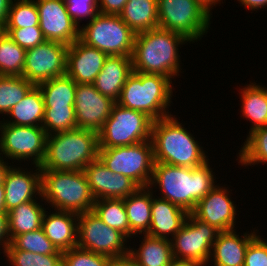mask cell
I'll use <instances>...</instances> for the list:
<instances>
[{"mask_svg": "<svg viewBox=\"0 0 267 266\" xmlns=\"http://www.w3.org/2000/svg\"><path fill=\"white\" fill-rule=\"evenodd\" d=\"M209 162L197 168L155 163L148 188L157 197L191 213L197 203L218 184L213 165L210 166ZM157 191L160 193L156 194Z\"/></svg>", "mask_w": 267, "mask_h": 266, "instance_id": "cell-1", "label": "cell"}, {"mask_svg": "<svg viewBox=\"0 0 267 266\" xmlns=\"http://www.w3.org/2000/svg\"><path fill=\"white\" fill-rule=\"evenodd\" d=\"M188 43L191 44L181 34L160 27L136 34L131 56L133 71L159 74L175 81L184 72L179 54L181 45Z\"/></svg>", "mask_w": 267, "mask_h": 266, "instance_id": "cell-2", "label": "cell"}, {"mask_svg": "<svg viewBox=\"0 0 267 266\" xmlns=\"http://www.w3.org/2000/svg\"><path fill=\"white\" fill-rule=\"evenodd\" d=\"M179 120L176 115H170L153 121L151 142L155 163L200 167L209 161V153L204 150L202 142L185 128L186 123Z\"/></svg>", "mask_w": 267, "mask_h": 266, "instance_id": "cell-3", "label": "cell"}, {"mask_svg": "<svg viewBox=\"0 0 267 266\" xmlns=\"http://www.w3.org/2000/svg\"><path fill=\"white\" fill-rule=\"evenodd\" d=\"M159 74L134 72L126 80L119 99V105L145 113L153 121L173 115L172 106L174 82Z\"/></svg>", "mask_w": 267, "mask_h": 266, "instance_id": "cell-4", "label": "cell"}, {"mask_svg": "<svg viewBox=\"0 0 267 266\" xmlns=\"http://www.w3.org/2000/svg\"><path fill=\"white\" fill-rule=\"evenodd\" d=\"M98 133L76 128L47 135L41 170L81 171L98 159Z\"/></svg>", "mask_w": 267, "mask_h": 266, "instance_id": "cell-5", "label": "cell"}, {"mask_svg": "<svg viewBox=\"0 0 267 266\" xmlns=\"http://www.w3.org/2000/svg\"><path fill=\"white\" fill-rule=\"evenodd\" d=\"M41 188L48 208L76 214L93 210L95 198L83 170H41Z\"/></svg>", "mask_w": 267, "mask_h": 266, "instance_id": "cell-6", "label": "cell"}, {"mask_svg": "<svg viewBox=\"0 0 267 266\" xmlns=\"http://www.w3.org/2000/svg\"><path fill=\"white\" fill-rule=\"evenodd\" d=\"M136 34L120 15L98 13L79 29V39L108 56H132Z\"/></svg>", "mask_w": 267, "mask_h": 266, "instance_id": "cell-7", "label": "cell"}, {"mask_svg": "<svg viewBox=\"0 0 267 266\" xmlns=\"http://www.w3.org/2000/svg\"><path fill=\"white\" fill-rule=\"evenodd\" d=\"M158 26L181 34L192 44L211 29L212 15L196 0H157Z\"/></svg>", "mask_w": 267, "mask_h": 266, "instance_id": "cell-8", "label": "cell"}, {"mask_svg": "<svg viewBox=\"0 0 267 266\" xmlns=\"http://www.w3.org/2000/svg\"><path fill=\"white\" fill-rule=\"evenodd\" d=\"M153 120L141 111L114 103L110 117L98 132L99 148L133 145L151 140Z\"/></svg>", "mask_w": 267, "mask_h": 266, "instance_id": "cell-9", "label": "cell"}, {"mask_svg": "<svg viewBox=\"0 0 267 266\" xmlns=\"http://www.w3.org/2000/svg\"><path fill=\"white\" fill-rule=\"evenodd\" d=\"M98 159L113 173L128 176L139 187H148L155 164L151 140L113 148H99Z\"/></svg>", "mask_w": 267, "mask_h": 266, "instance_id": "cell-10", "label": "cell"}, {"mask_svg": "<svg viewBox=\"0 0 267 266\" xmlns=\"http://www.w3.org/2000/svg\"><path fill=\"white\" fill-rule=\"evenodd\" d=\"M46 139V131L41 126L0 124V156L12 164L41 166L46 155Z\"/></svg>", "mask_w": 267, "mask_h": 266, "instance_id": "cell-11", "label": "cell"}, {"mask_svg": "<svg viewBox=\"0 0 267 266\" xmlns=\"http://www.w3.org/2000/svg\"><path fill=\"white\" fill-rule=\"evenodd\" d=\"M129 242L123 233L106 225L93 211L79 214L77 247L116 259L129 256Z\"/></svg>", "mask_w": 267, "mask_h": 266, "instance_id": "cell-12", "label": "cell"}, {"mask_svg": "<svg viewBox=\"0 0 267 266\" xmlns=\"http://www.w3.org/2000/svg\"><path fill=\"white\" fill-rule=\"evenodd\" d=\"M219 232L214 226L189 213L180 230L171 239L174 260L196 261L206 266Z\"/></svg>", "mask_w": 267, "mask_h": 266, "instance_id": "cell-13", "label": "cell"}, {"mask_svg": "<svg viewBox=\"0 0 267 266\" xmlns=\"http://www.w3.org/2000/svg\"><path fill=\"white\" fill-rule=\"evenodd\" d=\"M68 45L45 40L26 50L22 76L34 85L66 74Z\"/></svg>", "mask_w": 267, "mask_h": 266, "instance_id": "cell-14", "label": "cell"}, {"mask_svg": "<svg viewBox=\"0 0 267 266\" xmlns=\"http://www.w3.org/2000/svg\"><path fill=\"white\" fill-rule=\"evenodd\" d=\"M227 186V187H226ZM231 191V192H230ZM232 190L220 182L196 205L191 212L197 219L214 226L220 232L235 230L238 227V206L231 198ZM237 207V208H236Z\"/></svg>", "mask_w": 267, "mask_h": 266, "instance_id": "cell-15", "label": "cell"}, {"mask_svg": "<svg viewBox=\"0 0 267 266\" xmlns=\"http://www.w3.org/2000/svg\"><path fill=\"white\" fill-rule=\"evenodd\" d=\"M115 101L102 95L93 84H77L75 91L76 126L99 132L110 117Z\"/></svg>", "mask_w": 267, "mask_h": 266, "instance_id": "cell-16", "label": "cell"}, {"mask_svg": "<svg viewBox=\"0 0 267 266\" xmlns=\"http://www.w3.org/2000/svg\"><path fill=\"white\" fill-rule=\"evenodd\" d=\"M39 27L46 40L71 45L79 39V28L69 16L64 0H34Z\"/></svg>", "mask_w": 267, "mask_h": 266, "instance_id": "cell-17", "label": "cell"}, {"mask_svg": "<svg viewBox=\"0 0 267 266\" xmlns=\"http://www.w3.org/2000/svg\"><path fill=\"white\" fill-rule=\"evenodd\" d=\"M12 164L4 177L6 213L21 203L35 200L42 195L41 167ZM31 168H28V167Z\"/></svg>", "mask_w": 267, "mask_h": 266, "instance_id": "cell-18", "label": "cell"}, {"mask_svg": "<svg viewBox=\"0 0 267 266\" xmlns=\"http://www.w3.org/2000/svg\"><path fill=\"white\" fill-rule=\"evenodd\" d=\"M83 172L95 200L124 199L139 188L128 176L113 173L99 159L90 162Z\"/></svg>", "mask_w": 267, "mask_h": 266, "instance_id": "cell-19", "label": "cell"}, {"mask_svg": "<svg viewBox=\"0 0 267 266\" xmlns=\"http://www.w3.org/2000/svg\"><path fill=\"white\" fill-rule=\"evenodd\" d=\"M108 55L77 39L67 50L66 74L76 84H93Z\"/></svg>", "mask_w": 267, "mask_h": 266, "instance_id": "cell-20", "label": "cell"}, {"mask_svg": "<svg viewBox=\"0 0 267 266\" xmlns=\"http://www.w3.org/2000/svg\"><path fill=\"white\" fill-rule=\"evenodd\" d=\"M258 232L256 228L253 230V226L250 232L241 234L237 229L219 232L206 266H243L249 242Z\"/></svg>", "mask_w": 267, "mask_h": 266, "instance_id": "cell-21", "label": "cell"}, {"mask_svg": "<svg viewBox=\"0 0 267 266\" xmlns=\"http://www.w3.org/2000/svg\"><path fill=\"white\" fill-rule=\"evenodd\" d=\"M41 228L59 251L77 247V221L79 214L47 208ZM52 210V211H51Z\"/></svg>", "mask_w": 267, "mask_h": 266, "instance_id": "cell-22", "label": "cell"}, {"mask_svg": "<svg viewBox=\"0 0 267 266\" xmlns=\"http://www.w3.org/2000/svg\"><path fill=\"white\" fill-rule=\"evenodd\" d=\"M151 225L147 235L171 240L187 219L188 212L180 206L154 195Z\"/></svg>", "mask_w": 267, "mask_h": 266, "instance_id": "cell-23", "label": "cell"}, {"mask_svg": "<svg viewBox=\"0 0 267 266\" xmlns=\"http://www.w3.org/2000/svg\"><path fill=\"white\" fill-rule=\"evenodd\" d=\"M132 73L131 56H108L93 85L102 95L116 102L126 80Z\"/></svg>", "mask_w": 267, "mask_h": 266, "instance_id": "cell-24", "label": "cell"}, {"mask_svg": "<svg viewBox=\"0 0 267 266\" xmlns=\"http://www.w3.org/2000/svg\"><path fill=\"white\" fill-rule=\"evenodd\" d=\"M238 92L241 102L240 117L251 123L249 133L267 126V86L251 81L245 85L242 83Z\"/></svg>", "mask_w": 267, "mask_h": 266, "instance_id": "cell-25", "label": "cell"}, {"mask_svg": "<svg viewBox=\"0 0 267 266\" xmlns=\"http://www.w3.org/2000/svg\"><path fill=\"white\" fill-rule=\"evenodd\" d=\"M139 242L138 248L135 244L129 248V257L137 266H170L174 261L171 240L141 234Z\"/></svg>", "mask_w": 267, "mask_h": 266, "instance_id": "cell-26", "label": "cell"}, {"mask_svg": "<svg viewBox=\"0 0 267 266\" xmlns=\"http://www.w3.org/2000/svg\"><path fill=\"white\" fill-rule=\"evenodd\" d=\"M43 202L44 199L41 195L35 200L21 203L7 213L8 231L11 241L20 234L41 228L44 212L48 208L45 205L46 203Z\"/></svg>", "mask_w": 267, "mask_h": 266, "instance_id": "cell-27", "label": "cell"}, {"mask_svg": "<svg viewBox=\"0 0 267 266\" xmlns=\"http://www.w3.org/2000/svg\"><path fill=\"white\" fill-rule=\"evenodd\" d=\"M44 112L41 90L38 85H34L26 96L12 107L6 116L8 118L0 120V124L42 127Z\"/></svg>", "mask_w": 267, "mask_h": 266, "instance_id": "cell-28", "label": "cell"}, {"mask_svg": "<svg viewBox=\"0 0 267 266\" xmlns=\"http://www.w3.org/2000/svg\"><path fill=\"white\" fill-rule=\"evenodd\" d=\"M152 200L153 192L148 187H139L133 194L124 198L130 231L135 237L147 234L149 231Z\"/></svg>", "mask_w": 267, "mask_h": 266, "instance_id": "cell-29", "label": "cell"}, {"mask_svg": "<svg viewBox=\"0 0 267 266\" xmlns=\"http://www.w3.org/2000/svg\"><path fill=\"white\" fill-rule=\"evenodd\" d=\"M119 15L135 34L159 27L157 0H128Z\"/></svg>", "mask_w": 267, "mask_h": 266, "instance_id": "cell-30", "label": "cell"}, {"mask_svg": "<svg viewBox=\"0 0 267 266\" xmlns=\"http://www.w3.org/2000/svg\"><path fill=\"white\" fill-rule=\"evenodd\" d=\"M45 108L74 107L77 84L67 75L38 84Z\"/></svg>", "mask_w": 267, "mask_h": 266, "instance_id": "cell-31", "label": "cell"}, {"mask_svg": "<svg viewBox=\"0 0 267 266\" xmlns=\"http://www.w3.org/2000/svg\"><path fill=\"white\" fill-rule=\"evenodd\" d=\"M246 136L236 153L238 165L247 168L267 164V126L257 128Z\"/></svg>", "mask_w": 267, "mask_h": 266, "instance_id": "cell-32", "label": "cell"}, {"mask_svg": "<svg viewBox=\"0 0 267 266\" xmlns=\"http://www.w3.org/2000/svg\"><path fill=\"white\" fill-rule=\"evenodd\" d=\"M106 225L123 233L131 242L135 238L130 231L124 199L95 200L92 210Z\"/></svg>", "mask_w": 267, "mask_h": 266, "instance_id": "cell-33", "label": "cell"}, {"mask_svg": "<svg viewBox=\"0 0 267 266\" xmlns=\"http://www.w3.org/2000/svg\"><path fill=\"white\" fill-rule=\"evenodd\" d=\"M33 86L34 84L23 76L0 75V116H3L2 119L6 118L12 107L22 100Z\"/></svg>", "mask_w": 267, "mask_h": 266, "instance_id": "cell-34", "label": "cell"}, {"mask_svg": "<svg viewBox=\"0 0 267 266\" xmlns=\"http://www.w3.org/2000/svg\"><path fill=\"white\" fill-rule=\"evenodd\" d=\"M26 50L0 29V75L22 76Z\"/></svg>", "mask_w": 267, "mask_h": 266, "instance_id": "cell-35", "label": "cell"}, {"mask_svg": "<svg viewBox=\"0 0 267 266\" xmlns=\"http://www.w3.org/2000/svg\"><path fill=\"white\" fill-rule=\"evenodd\" d=\"M9 266H62L63 254H39L16 249L11 243L3 252Z\"/></svg>", "mask_w": 267, "mask_h": 266, "instance_id": "cell-36", "label": "cell"}, {"mask_svg": "<svg viewBox=\"0 0 267 266\" xmlns=\"http://www.w3.org/2000/svg\"><path fill=\"white\" fill-rule=\"evenodd\" d=\"M39 26V12L34 0H12L2 28Z\"/></svg>", "mask_w": 267, "mask_h": 266, "instance_id": "cell-37", "label": "cell"}, {"mask_svg": "<svg viewBox=\"0 0 267 266\" xmlns=\"http://www.w3.org/2000/svg\"><path fill=\"white\" fill-rule=\"evenodd\" d=\"M11 244L18 250L39 254H63L46 237L42 228L16 236Z\"/></svg>", "mask_w": 267, "mask_h": 266, "instance_id": "cell-38", "label": "cell"}, {"mask_svg": "<svg viewBox=\"0 0 267 266\" xmlns=\"http://www.w3.org/2000/svg\"><path fill=\"white\" fill-rule=\"evenodd\" d=\"M42 127L47 135L76 129L74 107L45 108Z\"/></svg>", "mask_w": 267, "mask_h": 266, "instance_id": "cell-39", "label": "cell"}, {"mask_svg": "<svg viewBox=\"0 0 267 266\" xmlns=\"http://www.w3.org/2000/svg\"><path fill=\"white\" fill-rule=\"evenodd\" d=\"M111 258L74 247L63 252L62 266H109Z\"/></svg>", "mask_w": 267, "mask_h": 266, "instance_id": "cell-40", "label": "cell"}, {"mask_svg": "<svg viewBox=\"0 0 267 266\" xmlns=\"http://www.w3.org/2000/svg\"><path fill=\"white\" fill-rule=\"evenodd\" d=\"M64 3L69 16L79 29L82 21L89 22L99 13L98 0H64Z\"/></svg>", "mask_w": 267, "mask_h": 266, "instance_id": "cell-41", "label": "cell"}, {"mask_svg": "<svg viewBox=\"0 0 267 266\" xmlns=\"http://www.w3.org/2000/svg\"><path fill=\"white\" fill-rule=\"evenodd\" d=\"M1 30L25 50L34 48L46 40L39 26L25 28H1Z\"/></svg>", "mask_w": 267, "mask_h": 266, "instance_id": "cell-42", "label": "cell"}, {"mask_svg": "<svg viewBox=\"0 0 267 266\" xmlns=\"http://www.w3.org/2000/svg\"><path fill=\"white\" fill-rule=\"evenodd\" d=\"M258 233L247 247L243 266H267V239Z\"/></svg>", "mask_w": 267, "mask_h": 266, "instance_id": "cell-43", "label": "cell"}, {"mask_svg": "<svg viewBox=\"0 0 267 266\" xmlns=\"http://www.w3.org/2000/svg\"><path fill=\"white\" fill-rule=\"evenodd\" d=\"M128 0H98L99 13L119 15Z\"/></svg>", "mask_w": 267, "mask_h": 266, "instance_id": "cell-44", "label": "cell"}, {"mask_svg": "<svg viewBox=\"0 0 267 266\" xmlns=\"http://www.w3.org/2000/svg\"><path fill=\"white\" fill-rule=\"evenodd\" d=\"M11 243L8 231V214L0 213V253ZM2 251V252H1Z\"/></svg>", "mask_w": 267, "mask_h": 266, "instance_id": "cell-45", "label": "cell"}, {"mask_svg": "<svg viewBox=\"0 0 267 266\" xmlns=\"http://www.w3.org/2000/svg\"><path fill=\"white\" fill-rule=\"evenodd\" d=\"M240 6H243V9H247L249 11L258 12L263 8L267 9V0H237Z\"/></svg>", "mask_w": 267, "mask_h": 266, "instance_id": "cell-46", "label": "cell"}, {"mask_svg": "<svg viewBox=\"0 0 267 266\" xmlns=\"http://www.w3.org/2000/svg\"><path fill=\"white\" fill-rule=\"evenodd\" d=\"M11 2L12 0H0V29L3 27L7 20Z\"/></svg>", "mask_w": 267, "mask_h": 266, "instance_id": "cell-47", "label": "cell"}, {"mask_svg": "<svg viewBox=\"0 0 267 266\" xmlns=\"http://www.w3.org/2000/svg\"><path fill=\"white\" fill-rule=\"evenodd\" d=\"M204 9H206L211 15L212 9L216 8L217 4H223V0H196ZM225 1V0H224Z\"/></svg>", "mask_w": 267, "mask_h": 266, "instance_id": "cell-48", "label": "cell"}, {"mask_svg": "<svg viewBox=\"0 0 267 266\" xmlns=\"http://www.w3.org/2000/svg\"><path fill=\"white\" fill-rule=\"evenodd\" d=\"M109 266H137L129 257L112 259Z\"/></svg>", "mask_w": 267, "mask_h": 266, "instance_id": "cell-49", "label": "cell"}, {"mask_svg": "<svg viewBox=\"0 0 267 266\" xmlns=\"http://www.w3.org/2000/svg\"><path fill=\"white\" fill-rule=\"evenodd\" d=\"M12 164L0 156V185L4 183V177Z\"/></svg>", "mask_w": 267, "mask_h": 266, "instance_id": "cell-50", "label": "cell"}, {"mask_svg": "<svg viewBox=\"0 0 267 266\" xmlns=\"http://www.w3.org/2000/svg\"><path fill=\"white\" fill-rule=\"evenodd\" d=\"M170 266H205L196 261H177L174 260Z\"/></svg>", "mask_w": 267, "mask_h": 266, "instance_id": "cell-51", "label": "cell"}, {"mask_svg": "<svg viewBox=\"0 0 267 266\" xmlns=\"http://www.w3.org/2000/svg\"><path fill=\"white\" fill-rule=\"evenodd\" d=\"M0 213H6L5 189L3 184L0 185Z\"/></svg>", "mask_w": 267, "mask_h": 266, "instance_id": "cell-52", "label": "cell"}]
</instances>
